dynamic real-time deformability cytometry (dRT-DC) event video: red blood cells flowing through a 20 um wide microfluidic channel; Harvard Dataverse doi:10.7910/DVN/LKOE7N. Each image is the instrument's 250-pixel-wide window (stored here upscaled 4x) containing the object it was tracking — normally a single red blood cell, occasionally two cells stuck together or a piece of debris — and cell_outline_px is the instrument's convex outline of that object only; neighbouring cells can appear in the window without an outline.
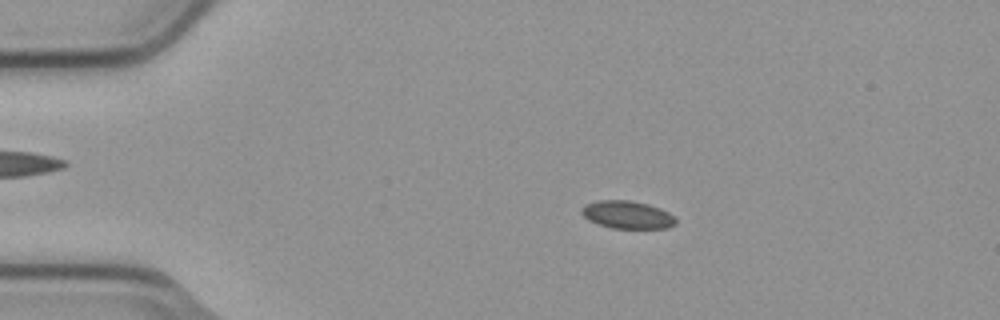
{"species": "common noctule bat (a hibernating species)", "species_latin": "Nyctalus noctula", "temperature_condition": "cold", "stored_images_in_passage": 8, "camera_frame_rate_fps": 3000, "um_per_image_px": 0.085, "animal": {"sex": "male", "body_mass_g": 23.1, "forearm_length_mm": 52.7}, "frame": {"image": 1, "passage_image": 2, "time_ms": 0.333, "image_size_px": [1000, 320], "cell_outline_px": [[676, 224], [668, 228], [612, 228], [588, 220], [580, 212], [580, 208], [584, 204], [596, 200], [632, 200], [648, 204], [660, 208], [668, 212], [676, 220]], "centroid_in_image_um": [53.29, 18.24], "position_along_channel_um": 31.7, "area_um2": 15.32}}
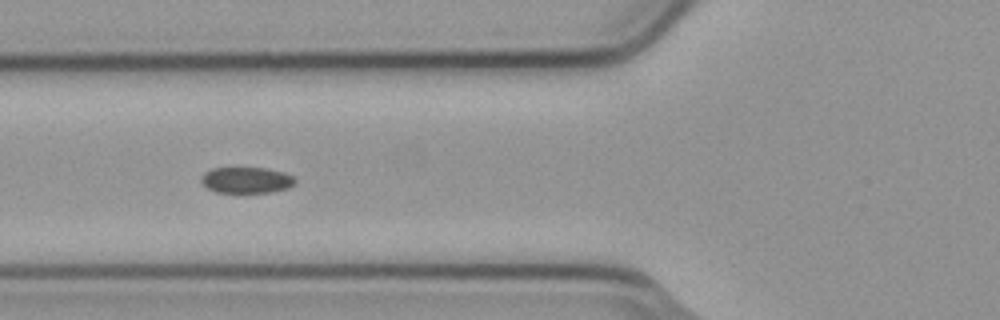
{"frame": {"image": 2, "passage_image": 5, "time_ms": 1.333, "image_size_px": [1000, 320], "cell_outline_px": [[296, 184], [288, 188], [272, 192], [236, 196], [216, 192], [208, 188], [200, 180], [200, 176], [204, 172], [212, 168], [264, 168], [284, 172], [292, 176], [296, 180]], "centroid_in_image_um": [20.93, 15.36], "position_along_channel_um": 104.9, "area_um2": 15.09}}
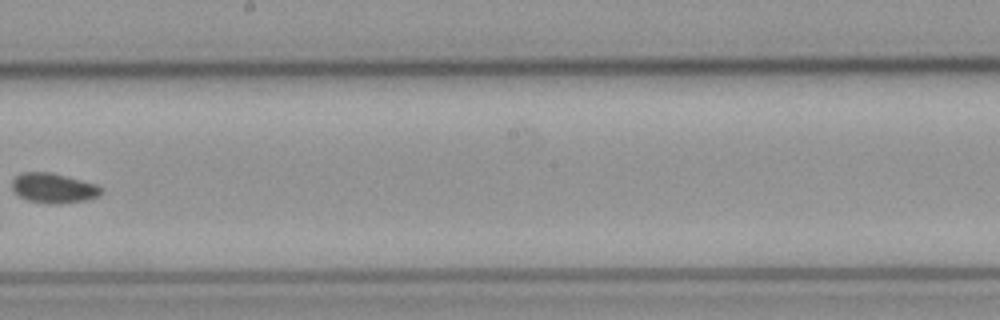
{"frame": {"image": 3, "passage_image": 8, "time_ms": 2.333, "image_size_px": [1000, 320], "cell_outline_px": [[104, 188], [100, 196], [84, 200], [60, 204], [48, 204], [28, 200], [16, 196], [12, 188], [12, 180], [20, 172], [52, 172], [96, 184]], "centroid_in_image_um": [4.54, 15.99], "position_along_channel_um": 243.7, "area_um2": 15.78}}